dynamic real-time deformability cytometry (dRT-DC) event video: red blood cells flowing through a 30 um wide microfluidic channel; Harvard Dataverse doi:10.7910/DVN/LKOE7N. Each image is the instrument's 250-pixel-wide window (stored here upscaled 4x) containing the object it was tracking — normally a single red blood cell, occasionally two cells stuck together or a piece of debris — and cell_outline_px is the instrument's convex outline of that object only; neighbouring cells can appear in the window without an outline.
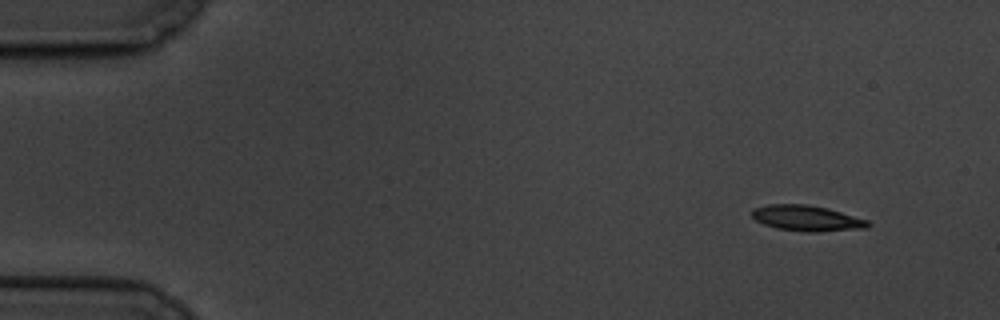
{"species": "common noctule bat (a hibernating species)", "species_latin": "Nyctalus noctula", "temperature_condition": "cold", "stored_images_in_passage": 8, "camera_frame_rate_fps": 3000, "um_per_image_px": 0.085, "animal": {"sex": "male", "body_mass_g": 19.5, "forearm_length_mm": 54.6}, "frame": {"image": 1, "passage_image": 1, "time_ms": 0.0, "image_size_px": [1000, 320], "cell_outline_px": [[872, 224], [868, 228], [820, 232], [804, 232], [776, 228], [764, 224], [756, 220], [752, 216], [752, 208], [768, 204], [808, 204], [828, 208], [868, 220]], "centroid_in_image_um": [68.6, 18.55], "position_along_channel_um": 16.4, "area_um2": 17.57}}
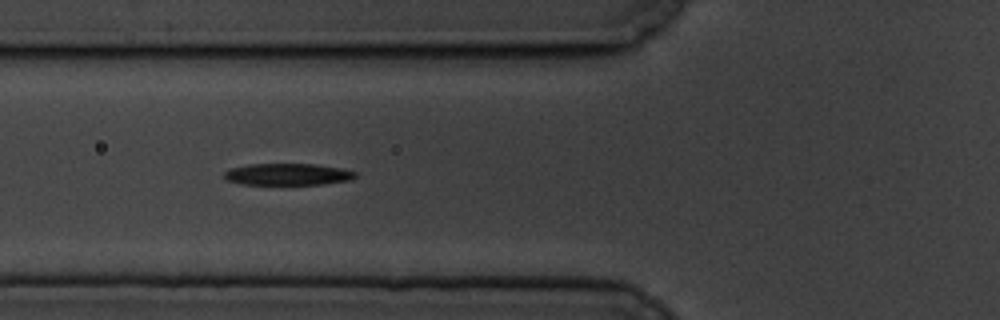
{"frame": {"image": 2, "passage_image": 6, "time_ms": 5.667, "image_size_px": [1000, 320], "cell_outline_px": [[356, 176], [352, 180], [324, 184], [240, 184], [228, 180], [224, 176], [224, 172], [228, 168], [248, 164], [312, 164], [340, 168], [356, 172]], "centroid_in_image_um": [24.44, 14.81], "position_along_channel_um": 101.4, "area_um2": 16.59}}
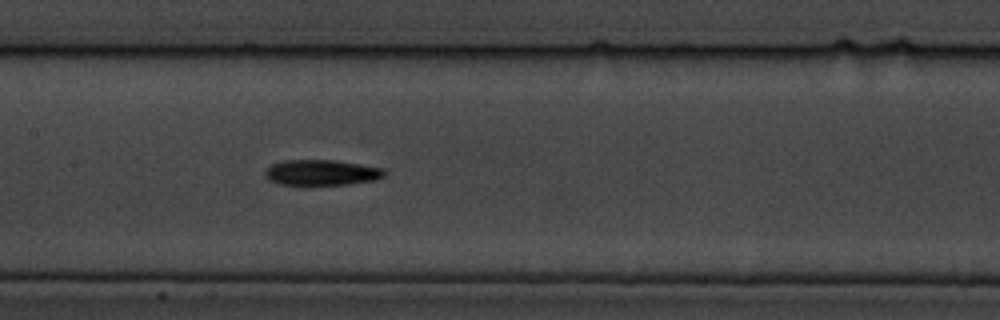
{"frame": {"image": 3, "passage_image": 8, "time_ms": 8.0, "image_size_px": [1000, 320], "cell_outline_px": [[388, 172], [384, 176], [376, 180], [348, 184], [276, 184], [268, 180], [264, 176], [264, 172], [272, 164], [284, 160], [336, 160], [384, 168]], "centroid_in_image_um": [27.35, 14.66], "position_along_channel_um": 180.1, "area_um2": 17.86}}